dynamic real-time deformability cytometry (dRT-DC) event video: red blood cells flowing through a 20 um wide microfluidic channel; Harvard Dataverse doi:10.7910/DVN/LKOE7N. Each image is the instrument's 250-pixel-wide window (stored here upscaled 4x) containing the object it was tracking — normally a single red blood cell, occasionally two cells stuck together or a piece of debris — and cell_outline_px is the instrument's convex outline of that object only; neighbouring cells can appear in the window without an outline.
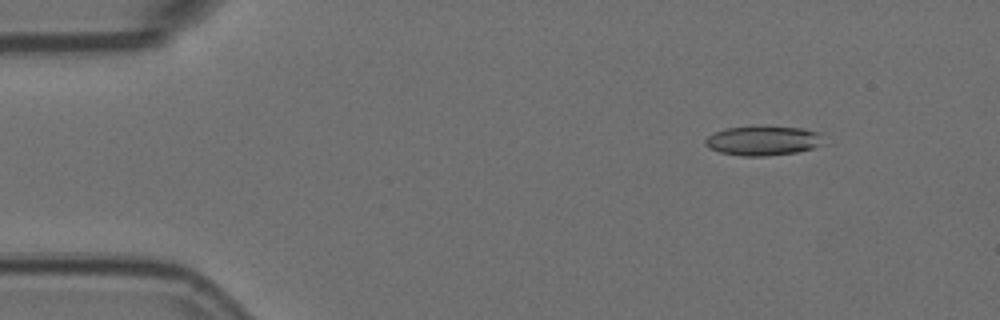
{"species": "Egyptian fruit bat (a non-hibernating species)", "species_latin": "Rousettus aegyptiacus", "temperature_condition": "room temperature", "stored_images_in_passage": 57, "camera_frame_rate_fps": 3000, "um_per_image_px": 0.085, "animal": {"sex": "female"}, "frame": {"image": 1, "passage_image": 7, "time_ms": 2.0, "image_size_px": [1000, 320], "cell_outline_px": [[832, 144], [796, 152], [764, 156], [744, 156], [720, 152], [708, 148], [704, 144], [704, 140], [712, 132], [728, 128], [752, 124], [804, 128], [820, 132]], "centroid_in_image_um": [64.97, 11.92], "position_along_channel_um": 20.0, "area_um2": 21.5}}
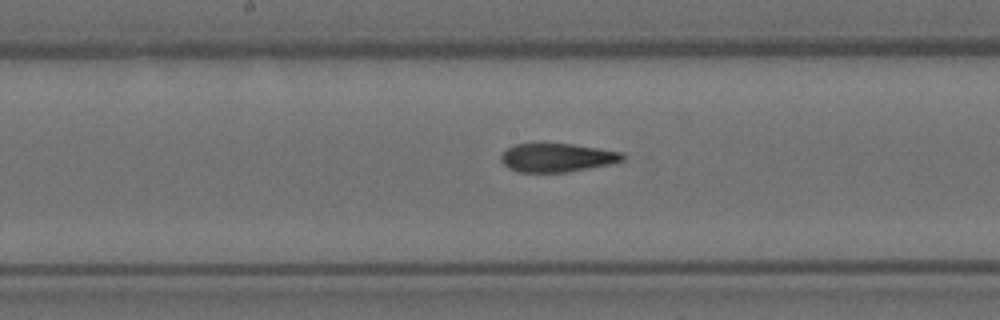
{"frame": {"image": 2, "passage_image": 29, "time_ms": 9.333, "image_size_px": [1000, 320], "cell_outline_px": [[628, 156], [624, 160], [612, 164], [568, 172], [520, 172], [508, 168], [500, 160], [500, 156], [508, 148], [516, 144], [572, 144], [600, 148], [624, 152]], "centroid_in_image_um": [47.43, 13.4], "position_along_channel_um": 200.8, "area_um2": 20.4}}
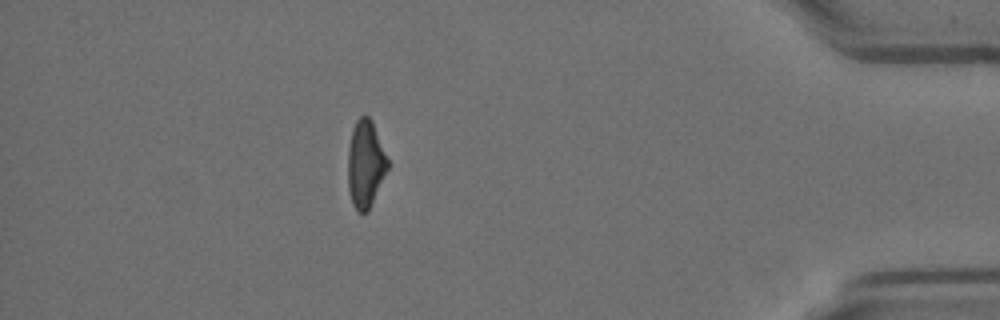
{"frame": {"image": 3, "passage_image": 50, "time_ms": 16.333, "image_size_px": [1000, 320], "cell_outline_px": [[388, 168], [368, 212], [356, 212], [352, 204], [348, 188], [348, 148], [352, 128], [356, 120], [360, 116], [368, 116], [372, 120], [388, 160]], "centroid_in_image_um": [31.04, 13.95], "position_along_channel_um": 404.2, "area_um2": 20.23}, "authors_computed_cell_mechanics": {"area_um2": 20.9814, "velocity_mm_per_s": 3.5886, "shape_relaxation_time_tau1_ms": null, "shape_relaxation_time_tau2_ms": 3.3356, "deformation_change_tau1": null, "deformation_change_tau2": 0.1072}}